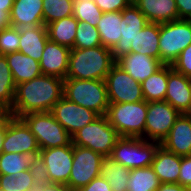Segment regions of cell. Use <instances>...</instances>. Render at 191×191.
<instances>
[{
  "instance_id": "obj_1",
  "label": "cell",
  "mask_w": 191,
  "mask_h": 191,
  "mask_svg": "<svg viewBox=\"0 0 191 191\" xmlns=\"http://www.w3.org/2000/svg\"><path fill=\"white\" fill-rule=\"evenodd\" d=\"M62 97L63 79L42 74L16 85L11 116L21 118L29 113L51 112Z\"/></svg>"
},
{
  "instance_id": "obj_2",
  "label": "cell",
  "mask_w": 191,
  "mask_h": 191,
  "mask_svg": "<svg viewBox=\"0 0 191 191\" xmlns=\"http://www.w3.org/2000/svg\"><path fill=\"white\" fill-rule=\"evenodd\" d=\"M114 64L112 50L102 45L90 49H71L66 78L105 80Z\"/></svg>"
},
{
  "instance_id": "obj_3",
  "label": "cell",
  "mask_w": 191,
  "mask_h": 191,
  "mask_svg": "<svg viewBox=\"0 0 191 191\" xmlns=\"http://www.w3.org/2000/svg\"><path fill=\"white\" fill-rule=\"evenodd\" d=\"M63 96L70 102L93 110L99 116L106 114L110 104L105 80L65 78Z\"/></svg>"
},
{
  "instance_id": "obj_4",
  "label": "cell",
  "mask_w": 191,
  "mask_h": 191,
  "mask_svg": "<svg viewBox=\"0 0 191 191\" xmlns=\"http://www.w3.org/2000/svg\"><path fill=\"white\" fill-rule=\"evenodd\" d=\"M147 102L110 103L105 116L119 136L144 138Z\"/></svg>"
},
{
  "instance_id": "obj_5",
  "label": "cell",
  "mask_w": 191,
  "mask_h": 191,
  "mask_svg": "<svg viewBox=\"0 0 191 191\" xmlns=\"http://www.w3.org/2000/svg\"><path fill=\"white\" fill-rule=\"evenodd\" d=\"M160 145L144 138L120 136L109 157L129 169L149 167Z\"/></svg>"
},
{
  "instance_id": "obj_6",
  "label": "cell",
  "mask_w": 191,
  "mask_h": 191,
  "mask_svg": "<svg viewBox=\"0 0 191 191\" xmlns=\"http://www.w3.org/2000/svg\"><path fill=\"white\" fill-rule=\"evenodd\" d=\"M21 119L35 135L40 150L72 144V136L51 112L29 113Z\"/></svg>"
},
{
  "instance_id": "obj_7",
  "label": "cell",
  "mask_w": 191,
  "mask_h": 191,
  "mask_svg": "<svg viewBox=\"0 0 191 191\" xmlns=\"http://www.w3.org/2000/svg\"><path fill=\"white\" fill-rule=\"evenodd\" d=\"M119 137L116 129L108 122L107 117L103 115L75 132L72 135V144L89 148L107 157L111 155Z\"/></svg>"
},
{
  "instance_id": "obj_8",
  "label": "cell",
  "mask_w": 191,
  "mask_h": 191,
  "mask_svg": "<svg viewBox=\"0 0 191 191\" xmlns=\"http://www.w3.org/2000/svg\"><path fill=\"white\" fill-rule=\"evenodd\" d=\"M36 163L43 182L67 185L73 164V144L40 150Z\"/></svg>"
},
{
  "instance_id": "obj_9",
  "label": "cell",
  "mask_w": 191,
  "mask_h": 191,
  "mask_svg": "<svg viewBox=\"0 0 191 191\" xmlns=\"http://www.w3.org/2000/svg\"><path fill=\"white\" fill-rule=\"evenodd\" d=\"M191 44V20L178 19L160 24V62L172 65Z\"/></svg>"
},
{
  "instance_id": "obj_10",
  "label": "cell",
  "mask_w": 191,
  "mask_h": 191,
  "mask_svg": "<svg viewBox=\"0 0 191 191\" xmlns=\"http://www.w3.org/2000/svg\"><path fill=\"white\" fill-rule=\"evenodd\" d=\"M104 156L89 148L73 145V164L67 185L74 191L100 176Z\"/></svg>"
},
{
  "instance_id": "obj_11",
  "label": "cell",
  "mask_w": 191,
  "mask_h": 191,
  "mask_svg": "<svg viewBox=\"0 0 191 191\" xmlns=\"http://www.w3.org/2000/svg\"><path fill=\"white\" fill-rule=\"evenodd\" d=\"M180 114L166 101L147 102L144 139L161 143Z\"/></svg>"
},
{
  "instance_id": "obj_12",
  "label": "cell",
  "mask_w": 191,
  "mask_h": 191,
  "mask_svg": "<svg viewBox=\"0 0 191 191\" xmlns=\"http://www.w3.org/2000/svg\"><path fill=\"white\" fill-rule=\"evenodd\" d=\"M2 152L27 154L37 161L40 152L37 139L21 118L11 116L5 123Z\"/></svg>"
},
{
  "instance_id": "obj_13",
  "label": "cell",
  "mask_w": 191,
  "mask_h": 191,
  "mask_svg": "<svg viewBox=\"0 0 191 191\" xmlns=\"http://www.w3.org/2000/svg\"><path fill=\"white\" fill-rule=\"evenodd\" d=\"M109 103H133L144 100L141 83L116 63L105 78Z\"/></svg>"
},
{
  "instance_id": "obj_14",
  "label": "cell",
  "mask_w": 191,
  "mask_h": 191,
  "mask_svg": "<svg viewBox=\"0 0 191 191\" xmlns=\"http://www.w3.org/2000/svg\"><path fill=\"white\" fill-rule=\"evenodd\" d=\"M51 113L71 136L99 117L93 110L70 102L64 96L53 106Z\"/></svg>"
},
{
  "instance_id": "obj_15",
  "label": "cell",
  "mask_w": 191,
  "mask_h": 191,
  "mask_svg": "<svg viewBox=\"0 0 191 191\" xmlns=\"http://www.w3.org/2000/svg\"><path fill=\"white\" fill-rule=\"evenodd\" d=\"M121 14L122 36L112 49V56L115 62L131 52L132 40L149 23L133 2L127 8H124Z\"/></svg>"
},
{
  "instance_id": "obj_16",
  "label": "cell",
  "mask_w": 191,
  "mask_h": 191,
  "mask_svg": "<svg viewBox=\"0 0 191 191\" xmlns=\"http://www.w3.org/2000/svg\"><path fill=\"white\" fill-rule=\"evenodd\" d=\"M181 114H189L191 107V78L176 72L168 65L165 100Z\"/></svg>"
},
{
  "instance_id": "obj_17",
  "label": "cell",
  "mask_w": 191,
  "mask_h": 191,
  "mask_svg": "<svg viewBox=\"0 0 191 191\" xmlns=\"http://www.w3.org/2000/svg\"><path fill=\"white\" fill-rule=\"evenodd\" d=\"M70 51V48L48 40L39 61L42 74L64 80L67 75Z\"/></svg>"
},
{
  "instance_id": "obj_18",
  "label": "cell",
  "mask_w": 191,
  "mask_h": 191,
  "mask_svg": "<svg viewBox=\"0 0 191 191\" xmlns=\"http://www.w3.org/2000/svg\"><path fill=\"white\" fill-rule=\"evenodd\" d=\"M161 146L176 155L191 156V115L180 114Z\"/></svg>"
},
{
  "instance_id": "obj_19",
  "label": "cell",
  "mask_w": 191,
  "mask_h": 191,
  "mask_svg": "<svg viewBox=\"0 0 191 191\" xmlns=\"http://www.w3.org/2000/svg\"><path fill=\"white\" fill-rule=\"evenodd\" d=\"M9 22L18 29L44 25L43 0H14Z\"/></svg>"
},
{
  "instance_id": "obj_20",
  "label": "cell",
  "mask_w": 191,
  "mask_h": 191,
  "mask_svg": "<svg viewBox=\"0 0 191 191\" xmlns=\"http://www.w3.org/2000/svg\"><path fill=\"white\" fill-rule=\"evenodd\" d=\"M115 63L139 83H142L163 65L159 59L134 52L122 56Z\"/></svg>"
},
{
  "instance_id": "obj_21",
  "label": "cell",
  "mask_w": 191,
  "mask_h": 191,
  "mask_svg": "<svg viewBox=\"0 0 191 191\" xmlns=\"http://www.w3.org/2000/svg\"><path fill=\"white\" fill-rule=\"evenodd\" d=\"M134 5L151 23H167L178 20L175 0H132Z\"/></svg>"
},
{
  "instance_id": "obj_22",
  "label": "cell",
  "mask_w": 191,
  "mask_h": 191,
  "mask_svg": "<svg viewBox=\"0 0 191 191\" xmlns=\"http://www.w3.org/2000/svg\"><path fill=\"white\" fill-rule=\"evenodd\" d=\"M19 31V52L39 62L49 40L47 27L45 25L21 27Z\"/></svg>"
},
{
  "instance_id": "obj_23",
  "label": "cell",
  "mask_w": 191,
  "mask_h": 191,
  "mask_svg": "<svg viewBox=\"0 0 191 191\" xmlns=\"http://www.w3.org/2000/svg\"><path fill=\"white\" fill-rule=\"evenodd\" d=\"M180 166L181 156L167 151L161 145L158 147L151 167L160 183H178Z\"/></svg>"
},
{
  "instance_id": "obj_24",
  "label": "cell",
  "mask_w": 191,
  "mask_h": 191,
  "mask_svg": "<svg viewBox=\"0 0 191 191\" xmlns=\"http://www.w3.org/2000/svg\"><path fill=\"white\" fill-rule=\"evenodd\" d=\"M16 85L42 75L38 61L20 52L5 55Z\"/></svg>"
},
{
  "instance_id": "obj_25",
  "label": "cell",
  "mask_w": 191,
  "mask_h": 191,
  "mask_svg": "<svg viewBox=\"0 0 191 191\" xmlns=\"http://www.w3.org/2000/svg\"><path fill=\"white\" fill-rule=\"evenodd\" d=\"M159 38L160 24L149 22L132 40L131 52L160 60Z\"/></svg>"
},
{
  "instance_id": "obj_26",
  "label": "cell",
  "mask_w": 191,
  "mask_h": 191,
  "mask_svg": "<svg viewBox=\"0 0 191 191\" xmlns=\"http://www.w3.org/2000/svg\"><path fill=\"white\" fill-rule=\"evenodd\" d=\"M41 181L37 163L15 175H0V191H35Z\"/></svg>"
},
{
  "instance_id": "obj_27",
  "label": "cell",
  "mask_w": 191,
  "mask_h": 191,
  "mask_svg": "<svg viewBox=\"0 0 191 191\" xmlns=\"http://www.w3.org/2000/svg\"><path fill=\"white\" fill-rule=\"evenodd\" d=\"M77 25L78 20L73 15L48 24L46 27L49 40L73 49Z\"/></svg>"
},
{
  "instance_id": "obj_28",
  "label": "cell",
  "mask_w": 191,
  "mask_h": 191,
  "mask_svg": "<svg viewBox=\"0 0 191 191\" xmlns=\"http://www.w3.org/2000/svg\"><path fill=\"white\" fill-rule=\"evenodd\" d=\"M131 169L116 163L111 157H104L101 162L100 176L106 179L112 191H128Z\"/></svg>"
},
{
  "instance_id": "obj_29",
  "label": "cell",
  "mask_w": 191,
  "mask_h": 191,
  "mask_svg": "<svg viewBox=\"0 0 191 191\" xmlns=\"http://www.w3.org/2000/svg\"><path fill=\"white\" fill-rule=\"evenodd\" d=\"M121 11L103 13L97 25L101 37L102 46L111 50L121 38Z\"/></svg>"
},
{
  "instance_id": "obj_30",
  "label": "cell",
  "mask_w": 191,
  "mask_h": 191,
  "mask_svg": "<svg viewBox=\"0 0 191 191\" xmlns=\"http://www.w3.org/2000/svg\"><path fill=\"white\" fill-rule=\"evenodd\" d=\"M168 65H162L151 76L141 83L146 102L164 101L167 91Z\"/></svg>"
},
{
  "instance_id": "obj_31",
  "label": "cell",
  "mask_w": 191,
  "mask_h": 191,
  "mask_svg": "<svg viewBox=\"0 0 191 191\" xmlns=\"http://www.w3.org/2000/svg\"><path fill=\"white\" fill-rule=\"evenodd\" d=\"M128 191H156L160 181L151 166L131 169Z\"/></svg>"
},
{
  "instance_id": "obj_32",
  "label": "cell",
  "mask_w": 191,
  "mask_h": 191,
  "mask_svg": "<svg viewBox=\"0 0 191 191\" xmlns=\"http://www.w3.org/2000/svg\"><path fill=\"white\" fill-rule=\"evenodd\" d=\"M36 160L27 154L6 153L0 154V175H17L20 171L31 169Z\"/></svg>"
},
{
  "instance_id": "obj_33",
  "label": "cell",
  "mask_w": 191,
  "mask_h": 191,
  "mask_svg": "<svg viewBox=\"0 0 191 191\" xmlns=\"http://www.w3.org/2000/svg\"><path fill=\"white\" fill-rule=\"evenodd\" d=\"M16 84L5 55L0 54V108L12 109Z\"/></svg>"
},
{
  "instance_id": "obj_34",
  "label": "cell",
  "mask_w": 191,
  "mask_h": 191,
  "mask_svg": "<svg viewBox=\"0 0 191 191\" xmlns=\"http://www.w3.org/2000/svg\"><path fill=\"white\" fill-rule=\"evenodd\" d=\"M73 0H43L44 25L73 15Z\"/></svg>"
},
{
  "instance_id": "obj_35",
  "label": "cell",
  "mask_w": 191,
  "mask_h": 191,
  "mask_svg": "<svg viewBox=\"0 0 191 191\" xmlns=\"http://www.w3.org/2000/svg\"><path fill=\"white\" fill-rule=\"evenodd\" d=\"M73 16L80 22H86L97 27L103 11L96 5L94 0H73Z\"/></svg>"
},
{
  "instance_id": "obj_36",
  "label": "cell",
  "mask_w": 191,
  "mask_h": 191,
  "mask_svg": "<svg viewBox=\"0 0 191 191\" xmlns=\"http://www.w3.org/2000/svg\"><path fill=\"white\" fill-rule=\"evenodd\" d=\"M100 45H102L101 37L97 28L86 22L78 21L73 49H90Z\"/></svg>"
},
{
  "instance_id": "obj_37",
  "label": "cell",
  "mask_w": 191,
  "mask_h": 191,
  "mask_svg": "<svg viewBox=\"0 0 191 191\" xmlns=\"http://www.w3.org/2000/svg\"><path fill=\"white\" fill-rule=\"evenodd\" d=\"M20 31L17 27L7 26L0 31V54L19 52Z\"/></svg>"
},
{
  "instance_id": "obj_38",
  "label": "cell",
  "mask_w": 191,
  "mask_h": 191,
  "mask_svg": "<svg viewBox=\"0 0 191 191\" xmlns=\"http://www.w3.org/2000/svg\"><path fill=\"white\" fill-rule=\"evenodd\" d=\"M172 68L191 78V44L180 53L177 60L172 64Z\"/></svg>"
},
{
  "instance_id": "obj_39",
  "label": "cell",
  "mask_w": 191,
  "mask_h": 191,
  "mask_svg": "<svg viewBox=\"0 0 191 191\" xmlns=\"http://www.w3.org/2000/svg\"><path fill=\"white\" fill-rule=\"evenodd\" d=\"M94 2L103 13H108L122 11L132 3V0H94Z\"/></svg>"
},
{
  "instance_id": "obj_40",
  "label": "cell",
  "mask_w": 191,
  "mask_h": 191,
  "mask_svg": "<svg viewBox=\"0 0 191 191\" xmlns=\"http://www.w3.org/2000/svg\"><path fill=\"white\" fill-rule=\"evenodd\" d=\"M191 182V156H181L180 174L178 183L187 186Z\"/></svg>"
},
{
  "instance_id": "obj_41",
  "label": "cell",
  "mask_w": 191,
  "mask_h": 191,
  "mask_svg": "<svg viewBox=\"0 0 191 191\" xmlns=\"http://www.w3.org/2000/svg\"><path fill=\"white\" fill-rule=\"evenodd\" d=\"M76 191H112L110 185L107 183L106 179L101 176L93 179L88 185L83 186Z\"/></svg>"
},
{
  "instance_id": "obj_42",
  "label": "cell",
  "mask_w": 191,
  "mask_h": 191,
  "mask_svg": "<svg viewBox=\"0 0 191 191\" xmlns=\"http://www.w3.org/2000/svg\"><path fill=\"white\" fill-rule=\"evenodd\" d=\"M178 19L191 20V0H175Z\"/></svg>"
},
{
  "instance_id": "obj_43",
  "label": "cell",
  "mask_w": 191,
  "mask_h": 191,
  "mask_svg": "<svg viewBox=\"0 0 191 191\" xmlns=\"http://www.w3.org/2000/svg\"><path fill=\"white\" fill-rule=\"evenodd\" d=\"M35 191H74V190H72L68 185L65 184L47 183L41 180Z\"/></svg>"
},
{
  "instance_id": "obj_44",
  "label": "cell",
  "mask_w": 191,
  "mask_h": 191,
  "mask_svg": "<svg viewBox=\"0 0 191 191\" xmlns=\"http://www.w3.org/2000/svg\"><path fill=\"white\" fill-rule=\"evenodd\" d=\"M156 191H188L185 186L179 183H160Z\"/></svg>"
},
{
  "instance_id": "obj_45",
  "label": "cell",
  "mask_w": 191,
  "mask_h": 191,
  "mask_svg": "<svg viewBox=\"0 0 191 191\" xmlns=\"http://www.w3.org/2000/svg\"><path fill=\"white\" fill-rule=\"evenodd\" d=\"M13 2L14 0H0V11H5L10 15Z\"/></svg>"
},
{
  "instance_id": "obj_46",
  "label": "cell",
  "mask_w": 191,
  "mask_h": 191,
  "mask_svg": "<svg viewBox=\"0 0 191 191\" xmlns=\"http://www.w3.org/2000/svg\"><path fill=\"white\" fill-rule=\"evenodd\" d=\"M11 111L8 109L0 108V128L10 119Z\"/></svg>"
},
{
  "instance_id": "obj_47",
  "label": "cell",
  "mask_w": 191,
  "mask_h": 191,
  "mask_svg": "<svg viewBox=\"0 0 191 191\" xmlns=\"http://www.w3.org/2000/svg\"><path fill=\"white\" fill-rule=\"evenodd\" d=\"M9 25V15L5 11H0V31Z\"/></svg>"
},
{
  "instance_id": "obj_48",
  "label": "cell",
  "mask_w": 191,
  "mask_h": 191,
  "mask_svg": "<svg viewBox=\"0 0 191 191\" xmlns=\"http://www.w3.org/2000/svg\"><path fill=\"white\" fill-rule=\"evenodd\" d=\"M4 135H5V124L0 128V154L2 153Z\"/></svg>"
},
{
  "instance_id": "obj_49",
  "label": "cell",
  "mask_w": 191,
  "mask_h": 191,
  "mask_svg": "<svg viewBox=\"0 0 191 191\" xmlns=\"http://www.w3.org/2000/svg\"><path fill=\"white\" fill-rule=\"evenodd\" d=\"M188 191H191V182L186 186Z\"/></svg>"
}]
</instances>
